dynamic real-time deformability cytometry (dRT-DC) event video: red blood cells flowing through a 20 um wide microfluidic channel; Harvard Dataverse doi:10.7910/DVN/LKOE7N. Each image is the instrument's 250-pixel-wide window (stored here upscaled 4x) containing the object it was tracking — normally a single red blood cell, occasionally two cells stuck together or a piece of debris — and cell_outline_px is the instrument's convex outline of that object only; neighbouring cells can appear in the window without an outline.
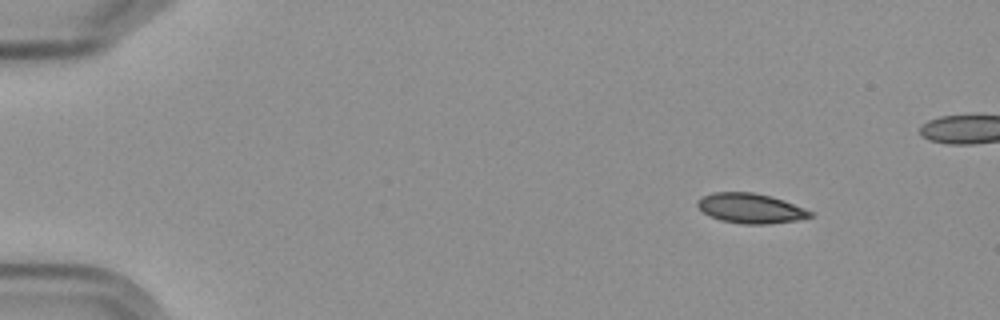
{"species": "Egyptian fruit bat (a non-hibernating species)", "species_latin": "Rousettus aegyptiacus", "temperature_condition": "cold", "stored_images_in_passage": 7, "camera_frame_rate_fps": 3000, "um_per_image_px": 0.085, "frame": {"image": 1, "passage_image": 3, "time_ms": 2.333, "image_size_px": [1000, 320], "cell_outline_px": [[812, 216], [796, 220], [768, 224], [744, 224], [720, 220], [704, 212], [696, 204], [696, 200], [712, 192], [752, 192], [772, 196], [784, 200], [804, 208], [812, 212]], "centroid_in_image_um": [63.79, 17.69], "position_along_channel_um": 21.2, "area_um2": 19.48}}